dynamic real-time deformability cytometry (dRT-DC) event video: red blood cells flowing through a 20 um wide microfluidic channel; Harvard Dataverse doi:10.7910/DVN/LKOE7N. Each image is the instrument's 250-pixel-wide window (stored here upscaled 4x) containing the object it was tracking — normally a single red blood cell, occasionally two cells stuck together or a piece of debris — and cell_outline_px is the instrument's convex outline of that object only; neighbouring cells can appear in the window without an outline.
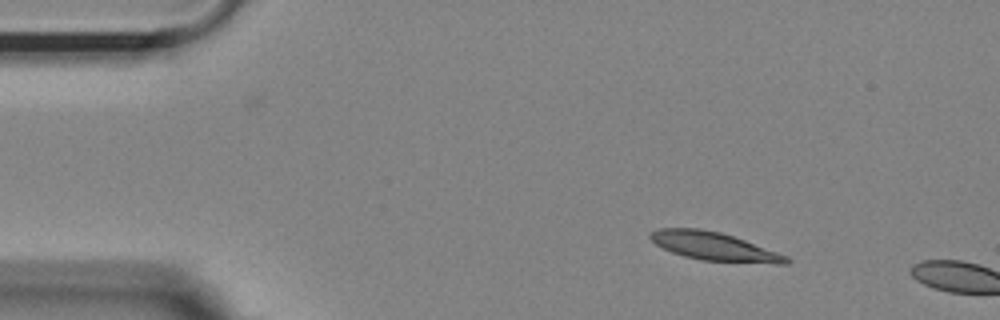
{"species": "Egyptian fruit bat (a non-hibernating species)", "species_latin": "Rousettus aegyptiacus", "temperature_condition": "room temperature", "stored_images_in_passage": 3, "camera_frame_rate_fps": 3000, "um_per_image_px": 0.085, "animal": {"sex": "female"}, "frame": {"image": 1, "passage_image": 1, "time_ms": 0.0, "image_size_px": [1000, 320], "cell_outline_px": [[792, 260], [788, 264], [776, 264], [700, 260], [684, 256], [672, 252], [656, 244], [648, 236], [648, 232], [656, 228], [700, 228], [720, 232], [744, 240], [788, 256]], "centroid_in_image_um": [60.69, 20.94], "position_along_channel_um": 24.3, "area_um2": 22.48}}